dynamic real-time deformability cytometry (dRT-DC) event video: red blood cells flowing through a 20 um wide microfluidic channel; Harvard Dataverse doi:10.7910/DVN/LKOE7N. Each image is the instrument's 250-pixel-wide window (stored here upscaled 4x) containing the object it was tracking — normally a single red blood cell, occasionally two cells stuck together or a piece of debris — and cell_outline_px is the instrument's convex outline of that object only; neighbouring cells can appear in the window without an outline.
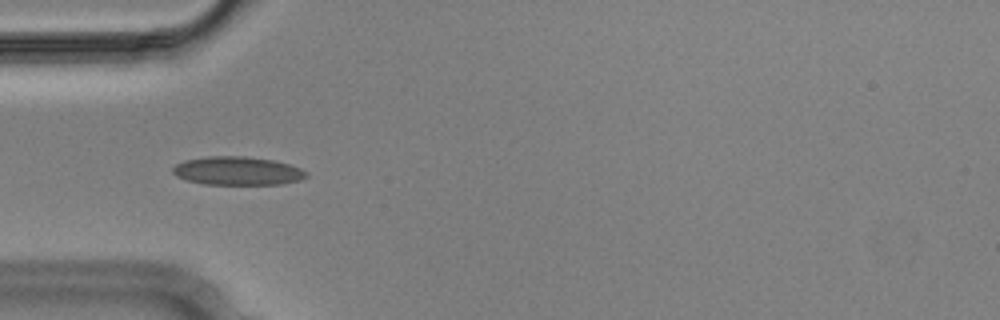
{"species": "Egyptian fruit bat (a non-hibernating species)", "species_latin": "Rousettus aegyptiacus", "temperature_condition": "cold", "stored_images_in_passage": 5, "camera_frame_rate_fps": 3000, "um_per_image_px": 0.085, "animal": {"sex": "male"}, "frame": {"image": 1, "passage_image": 4, "time_ms": 1.0, "image_size_px": [1000, 320], "cell_outline_px": [[308, 176], [300, 180], [280, 184], [204, 184], [188, 180], [176, 176], [172, 172], [172, 168], [176, 164], [184, 160], [208, 156], [244, 156], [272, 160], [288, 164], [300, 168], [308, 172]], "centroid_in_image_um": [20.18, 14.52], "position_along_channel_um": 64.8, "area_um2": 22.08}}
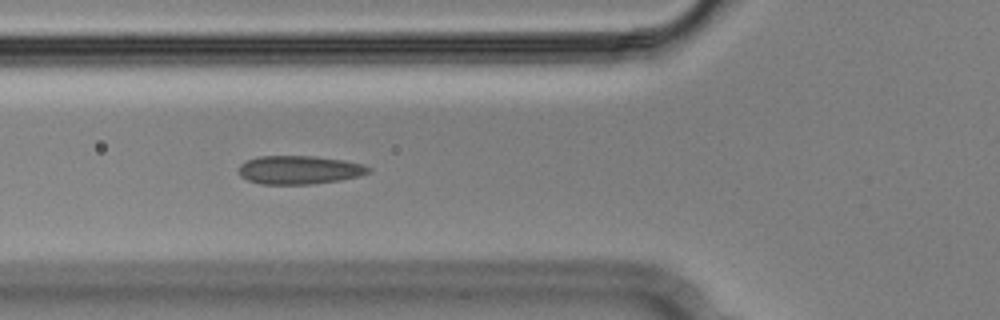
{"frame": {"image": 2, "passage_image": 5, "time_ms": 1.333, "image_size_px": [1000, 320], "cell_outline_px": [[372, 168], [368, 172], [360, 176], [340, 180], [312, 184], [260, 184], [248, 180], [240, 176], [240, 164], [248, 160], [260, 156], [312, 156], [344, 160], [364, 164]], "centroid_in_image_um": [25.46, 14.44], "position_along_channel_um": 100.3, "area_um2": 21.5}}